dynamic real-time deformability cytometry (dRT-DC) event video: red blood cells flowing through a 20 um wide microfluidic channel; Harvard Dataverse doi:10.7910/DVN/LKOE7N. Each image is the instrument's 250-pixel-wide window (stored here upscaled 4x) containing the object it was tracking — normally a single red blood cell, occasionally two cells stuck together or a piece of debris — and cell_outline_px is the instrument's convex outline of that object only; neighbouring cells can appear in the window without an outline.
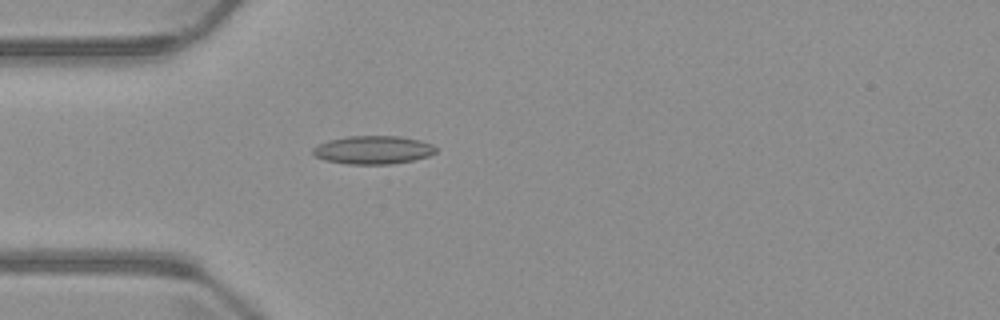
{"species": "common noctule bat (a hibernating species)", "species_latin": "Nyctalus noctula", "temperature_condition": "warm", "stored_images_in_passage": 5, "camera_frame_rate_fps": 3000, "um_per_image_px": 0.085, "animal": {"sex": "male", "body_mass_g": 23.1, "forearm_length_mm": 52.7}, "frame": {"image": 1, "passage_image": 5, "time_ms": 4.667, "image_size_px": [1000, 320], "cell_outline_px": [[436, 152], [428, 156], [412, 160], [388, 164], [348, 164], [324, 160], [316, 156], [312, 152], [312, 148], [316, 144], [328, 140], [348, 136], [400, 136], [420, 140], [432, 144], [436, 148]], "centroid_in_image_um": [31.68, 12.73], "position_along_channel_um": 53.3, "area_um2": 20.29}}